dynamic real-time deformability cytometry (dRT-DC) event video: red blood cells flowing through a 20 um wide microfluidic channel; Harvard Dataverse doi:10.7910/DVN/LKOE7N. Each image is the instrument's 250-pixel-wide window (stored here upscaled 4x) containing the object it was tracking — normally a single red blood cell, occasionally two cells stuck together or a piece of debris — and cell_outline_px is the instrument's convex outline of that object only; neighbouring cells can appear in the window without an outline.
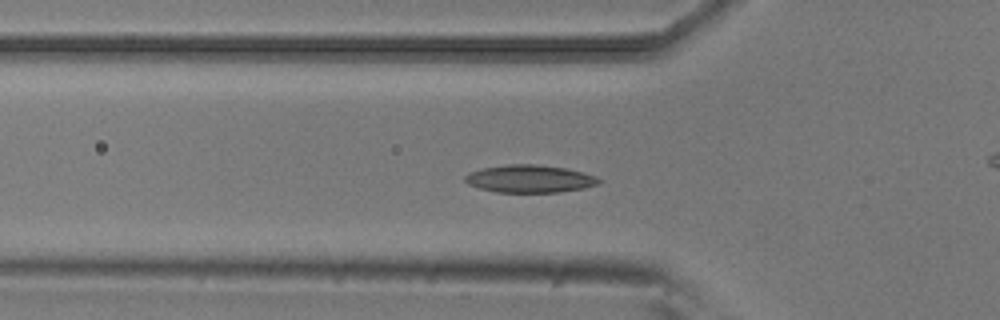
{"species": "common noctule bat (a hibernating species)", "species_latin": "Nyctalus noctula", "temperature_condition": "room temperature", "stored_images_in_passage": 53, "camera_frame_rate_fps": 3000, "um_per_image_px": 0.085, "animal": {"sex": "male", "body_mass_g": 20.5, "forearm_length_mm": 52.5}, "frame": {"image": 1, "passage_image": 17, "time_ms": 5.333, "image_size_px": [1000, 320], "cell_outline_px": [[600, 184], [584, 188], [560, 192], [496, 192], [480, 188], [468, 184], [464, 180], [464, 176], [468, 172], [484, 168], [508, 164], [536, 164], [568, 168], [596, 176], [600, 180]], "centroid_in_image_um": [45.03, 15.19], "position_along_channel_um": 80.8, "area_um2": 21.62}}
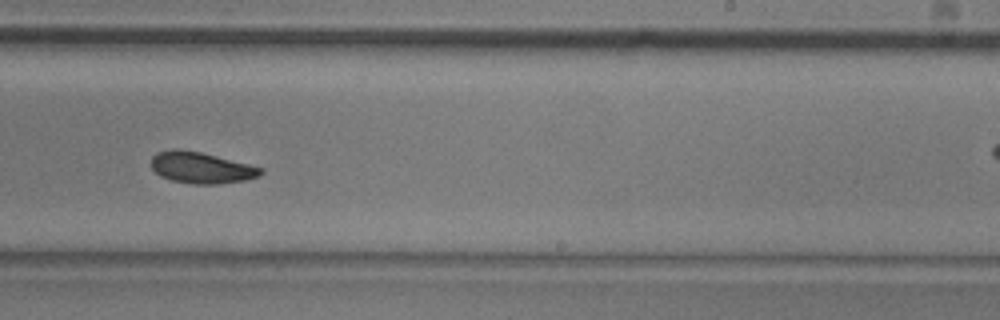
{"frame": {"image": 2, "passage_image": 32, "time_ms": 10.333, "image_size_px": [1000, 320], "cell_outline_px": [[264, 172], [260, 176], [244, 180], [220, 184], [192, 184], [172, 180], [160, 176], [152, 168], [152, 156], [156, 152], [172, 148], [176, 148], [200, 152], [264, 168]], "centroid_in_image_um": [17.1, 14.25], "position_along_channel_um": 271.9, "area_um2": 20.0}}
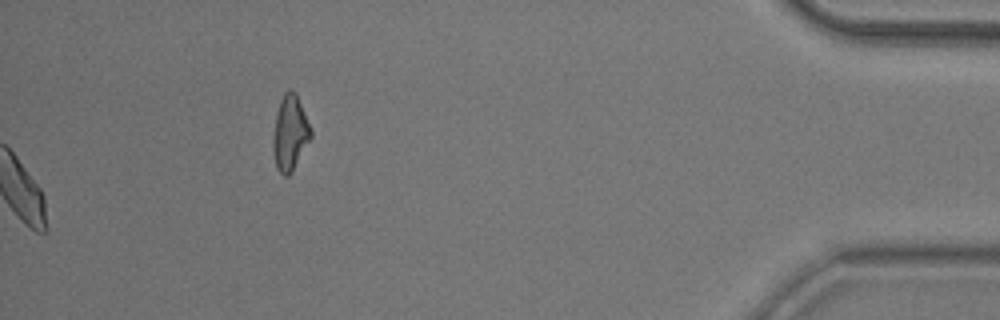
{"frame": {"image": 3, "passage_image": 53, "time_ms": 17.333, "image_size_px": [1000, 320], "cell_outline_px": [[312, 136], [292, 172], [288, 176], [284, 176], [276, 168], [272, 148], [272, 140], [276, 112], [280, 100], [284, 92], [296, 92], [312, 128]], "centroid_in_image_um": [24.65, 11.32], "position_along_channel_um": 410.5, "area_um2": 16.7}, "authors_computed_cell_mechanics": {"area_um2": 20.1722, "velocity_mm_per_s": 3.8099, "shape_relaxation_time_tau1_ms": 5.3066, "shape_relaxation_time_tau2_ms": 6.5742, "deformation_change_tau1": 0.1171, "deformation_change_tau2": 0.1231}}